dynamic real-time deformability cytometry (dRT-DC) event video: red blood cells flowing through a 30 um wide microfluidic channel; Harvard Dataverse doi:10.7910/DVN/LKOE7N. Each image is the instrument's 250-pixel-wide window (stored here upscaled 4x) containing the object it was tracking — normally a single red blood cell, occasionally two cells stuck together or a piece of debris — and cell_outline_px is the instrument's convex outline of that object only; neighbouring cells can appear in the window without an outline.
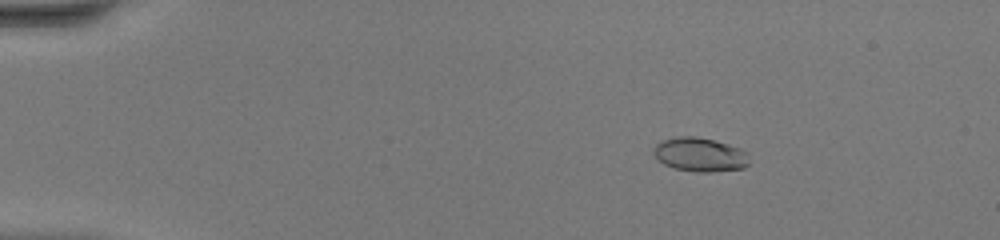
{"species": "common noctule bat (a hibernating species)", "species_latin": "Nyctalus noctula", "temperature_condition": "warm", "stored_images_in_passage": 49, "camera_frame_rate_fps": 3000, "um_per_image_px": 0.085, "animal": {"sex": "female", "body_mass_g": 20.0, "forearm_length_mm": 54.0}, "frame": {"image": 1, "passage_image": 9, "time_ms": 2.667, "image_size_px": [1000, 240], "cell_outline_px": [[748, 164], [744, 168], [712, 172], [696, 172], [672, 168], [664, 164], [652, 152], [652, 148], [656, 144], [664, 140], [680, 136], [696, 136], [728, 144], [740, 148], [748, 152]], "centroid_in_image_um": [59.5, 13.15], "position_along_channel_um": 25.5, "area_um2": 18.96}}
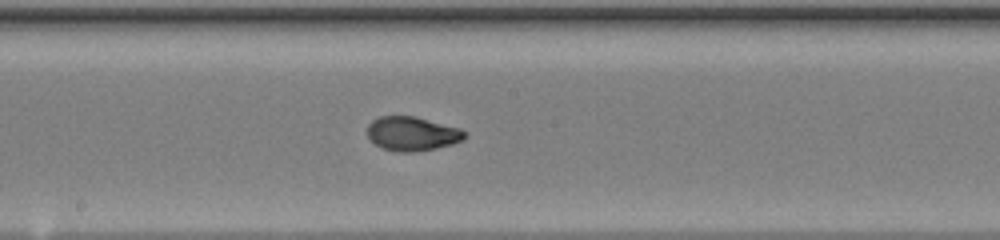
{"frame": {"image": 2, "passage_image": 28, "time_ms": 9.0, "image_size_px": [1000, 240], "cell_outline_px": [[464, 140], [452, 144], [436, 148], [416, 152], [396, 152], [380, 148], [368, 136], [368, 124], [372, 120], [380, 116], [416, 116], [460, 128], [464, 132]], "centroid_in_image_um": [35.02, 11.37], "position_along_channel_um": 213.2, "area_um2": 19.42}}
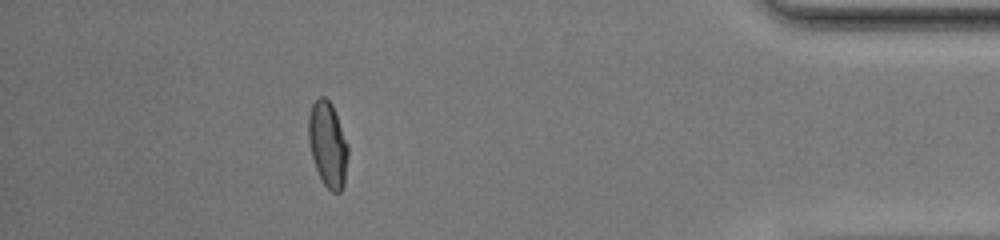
{"frame": {"image": 3, "passage_image": 44, "time_ms": 14.333, "image_size_px": [1000, 240], "cell_outline_px": [[348, 156], [344, 184], [340, 192], [332, 192], [324, 184], [316, 168], [312, 156], [308, 140], [308, 116], [312, 104], [320, 96], [324, 96], [332, 104], [348, 144]], "centroid_in_image_um": [27.86, 12.26], "position_along_channel_um": 407.3, "area_um2": 19.59}, "authors_computed_cell_mechanics": {"area_um2": 19.074, "velocity_mm_per_s": 4.439, "shape_relaxation_time_tau1_ms": 5.8317, "shape_relaxation_time_tau2_ms": null, "deformation_change_tau1": 0.2561, "deformation_change_tau2": null}}